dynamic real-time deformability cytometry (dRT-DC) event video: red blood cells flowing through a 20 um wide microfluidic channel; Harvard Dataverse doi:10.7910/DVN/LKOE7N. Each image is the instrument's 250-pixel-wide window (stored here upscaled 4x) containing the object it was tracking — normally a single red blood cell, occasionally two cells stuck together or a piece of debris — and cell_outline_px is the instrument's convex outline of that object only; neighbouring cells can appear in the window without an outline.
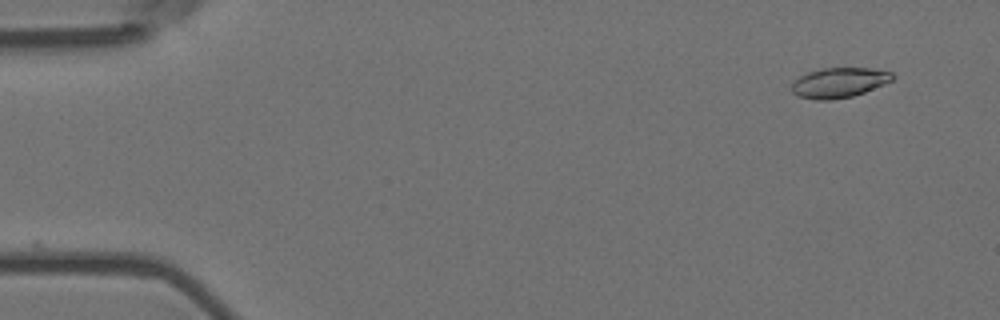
{"species": "Egyptian fruit bat (a non-hibernating species)", "species_latin": "Rousettus aegyptiacus", "temperature_condition": "room temperature", "stored_images_in_passage": 6, "camera_frame_rate_fps": 3000, "um_per_image_px": 0.085, "animal": {"sex": "female"}, "frame": {"image": 1, "passage_image": 2, "time_ms": 0.333, "image_size_px": [1000, 320], "cell_outline_px": [[892, 80], [884, 84], [864, 92], [852, 96], [832, 100], [816, 100], [796, 96], [792, 92], [792, 80], [808, 72], [824, 68], [872, 68], [892, 72]], "centroid_in_image_um": [71.28, 7.03], "position_along_channel_um": 13.7, "area_um2": 17.63}}
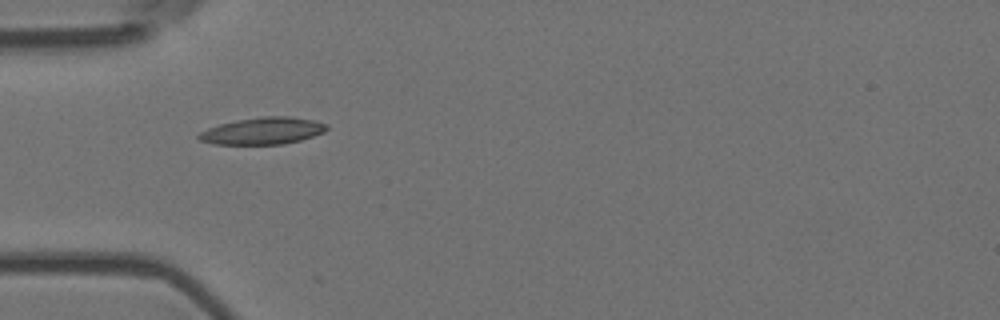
{"frame": {"image": 2, "passage_image": 5, "time_ms": 1.333, "image_size_px": [1000, 320], "cell_outline_px": [[328, 128], [324, 132], [300, 140], [284, 144], [216, 144], [200, 140], [196, 136], [200, 132], [208, 128], [220, 124], [236, 120], [260, 116], [288, 116], [316, 120], [328, 124]], "centroid_in_image_um": [22.36, 11.11], "position_along_channel_um": 62.6, "area_um2": 20.11}}
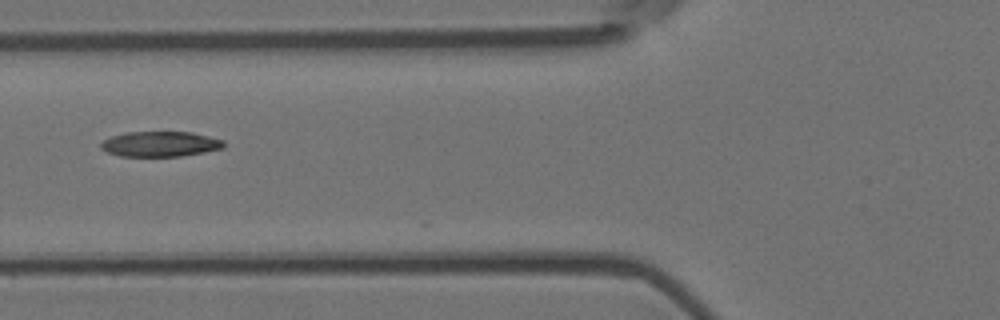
{"frame": {"image": 3, "passage_image": 6, "time_ms": 1.667, "image_size_px": [1000, 320], "cell_outline_px": [[224, 148], [204, 152], [180, 156], [120, 156], [108, 152], [100, 148], [100, 144], [104, 140], [112, 136], [124, 132], [192, 132], [224, 140]], "centroid_in_image_um": [13.62, 12.24], "position_along_channel_um": 112.2, "area_um2": 18.03}}